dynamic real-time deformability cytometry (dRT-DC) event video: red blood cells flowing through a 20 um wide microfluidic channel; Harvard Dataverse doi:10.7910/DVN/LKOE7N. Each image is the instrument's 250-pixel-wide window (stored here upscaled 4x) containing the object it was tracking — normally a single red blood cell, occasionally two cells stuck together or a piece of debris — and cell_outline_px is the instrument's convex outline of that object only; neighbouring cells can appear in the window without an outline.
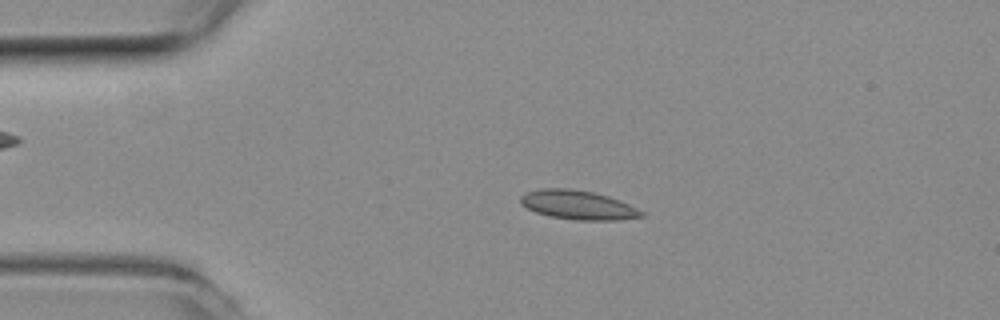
{"species": "common noctule bat (a hibernating species)", "species_latin": "Nyctalus noctula", "temperature_condition": "room temperature", "stored_images_in_passage": 51, "camera_frame_rate_fps": 3000, "um_per_image_px": 0.085, "animal": {"sex": "female", "body_mass_g": 19.3, "forearm_length_mm": 54.1}, "frame": {"image": 1, "passage_image": 10, "time_ms": 3.0, "image_size_px": [1000, 320], "cell_outline_px": [[644, 216], [620, 220], [576, 220], [548, 216], [536, 212], [520, 204], [520, 196], [528, 192], [540, 188], [572, 188], [592, 192], [608, 196], [620, 200], [644, 212]], "centroid_in_image_um": [49.12, 17.42], "position_along_channel_um": 35.9, "area_um2": 20.52}}
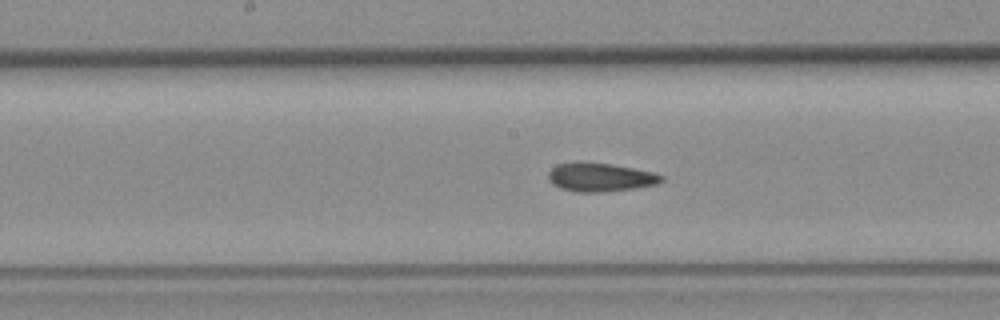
{"frame": {"image": 2, "passage_image": 25, "time_ms": 8.0, "image_size_px": [1000, 320], "cell_outline_px": [[664, 180], [656, 184], [632, 188], [600, 192], [576, 192], [560, 188], [552, 184], [548, 180], [548, 172], [556, 164], [576, 160], [584, 160], [612, 164], [652, 172], [664, 176]], "centroid_in_image_um": [50.94, 15.03], "position_along_channel_um": 197.3, "area_um2": 19.19}}
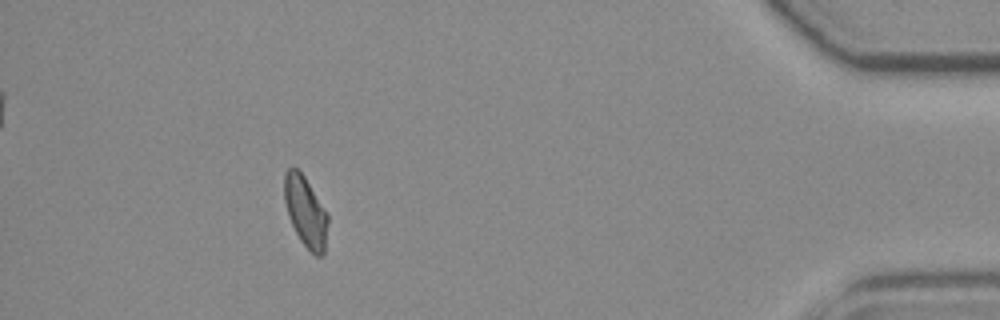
{"frame": {"image": 3, "passage_image": 46, "time_ms": 15.0, "image_size_px": [1000, 320], "cell_outline_px": [[328, 224], [324, 252], [320, 256], [316, 256], [300, 240], [288, 216], [284, 200], [284, 172], [288, 168], [296, 168], [304, 176], [328, 212]], "centroid_in_image_um": [25.98, 17.97], "position_along_channel_um": 409.2, "area_um2": 17.86}, "authors_computed_cell_mechanics": {"area_um2": 18.785, "velocity_mm_per_s": 3.9082, "shape_relaxation_time_tau1_ms": null, "shape_relaxation_time_tau2_ms": 3.856, "deformation_change_tau1": null, "deformation_change_tau2": 0.0856}}